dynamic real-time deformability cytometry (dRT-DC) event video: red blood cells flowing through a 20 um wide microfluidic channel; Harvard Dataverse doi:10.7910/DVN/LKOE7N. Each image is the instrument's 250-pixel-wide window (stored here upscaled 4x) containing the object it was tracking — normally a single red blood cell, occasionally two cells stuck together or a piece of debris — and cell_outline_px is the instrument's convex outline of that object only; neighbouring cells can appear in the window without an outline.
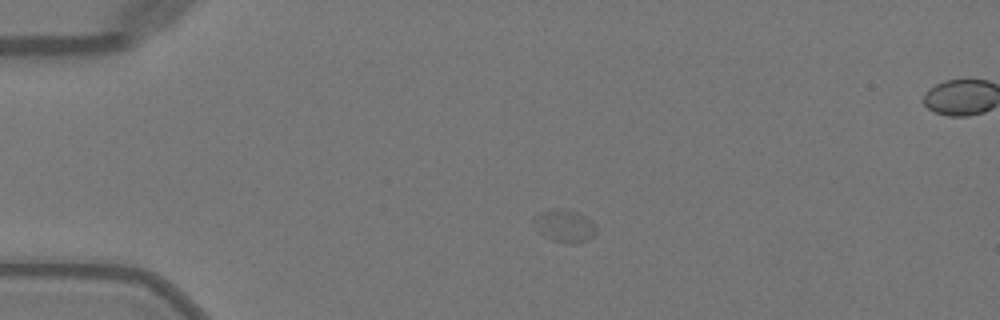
{"species": "Egyptian fruit bat (a non-hibernating species)", "species_latin": "Rousettus aegyptiacus", "temperature_condition": "warm", "stored_images_in_passage": 49, "camera_frame_rate_fps": 3000, "um_per_image_px": 0.085, "animal": {"sex": "female"}, "frame": {"image": 1, "passage_image": 9, "time_ms": 2.667, "image_size_px": [1000, 320], "cell_outline_px": [[596, 232], [588, 240], [552, 240], [544, 236], [540, 232], [532, 220], [532, 216], [552, 208], [556, 208], [576, 212], [584, 216], [596, 224]], "centroid_in_image_um": [47.95, 19.14], "position_along_channel_um": 37.0, "area_um2": 11.21}}
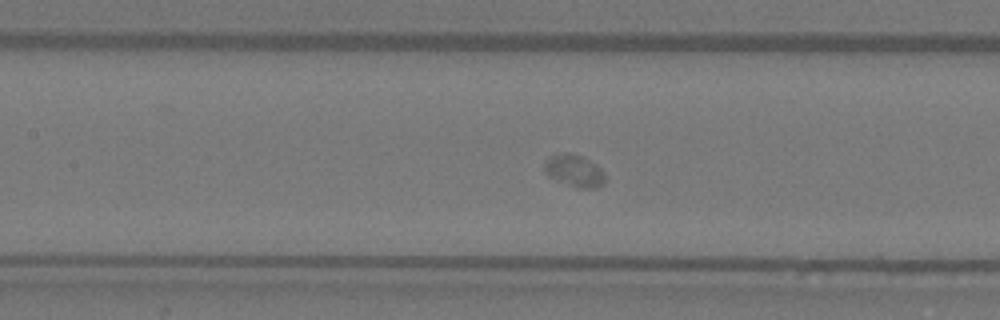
{"frame": {"image": 2, "passage_image": 21, "time_ms": 6.667, "image_size_px": [1000, 320], "cell_outline_px": [[604, 184], [596, 188], [576, 188], [548, 176], [544, 172], [544, 160], [548, 156], [560, 152], [568, 152], [584, 156], [596, 164], [604, 172]], "centroid_in_image_um": [48.79, 14.48], "position_along_channel_um": 158.6, "area_um2": 11.68}}
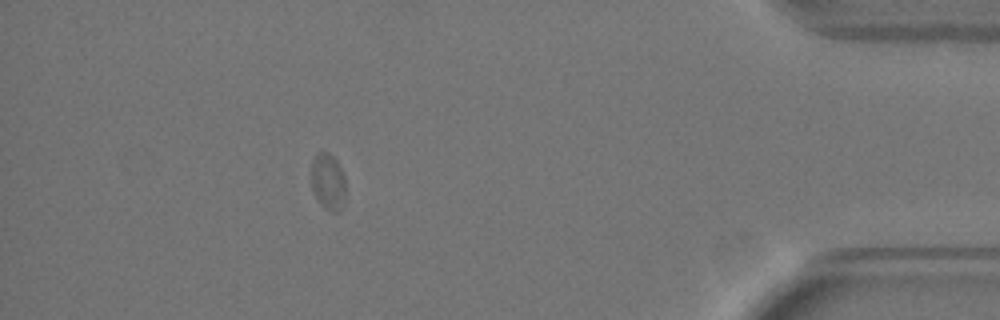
{"frame": {"image": 3, "passage_image": 43, "time_ms": 14.0, "image_size_px": [1000, 320], "cell_outline_px": [[344, 204], [340, 212], [332, 212], [324, 208], [316, 200], [312, 188], [312, 160], [320, 152], [328, 152], [336, 160], [344, 176]], "centroid_in_image_um": [27.88, 15.49], "position_along_channel_um": 407.3, "area_um2": 11.27}}